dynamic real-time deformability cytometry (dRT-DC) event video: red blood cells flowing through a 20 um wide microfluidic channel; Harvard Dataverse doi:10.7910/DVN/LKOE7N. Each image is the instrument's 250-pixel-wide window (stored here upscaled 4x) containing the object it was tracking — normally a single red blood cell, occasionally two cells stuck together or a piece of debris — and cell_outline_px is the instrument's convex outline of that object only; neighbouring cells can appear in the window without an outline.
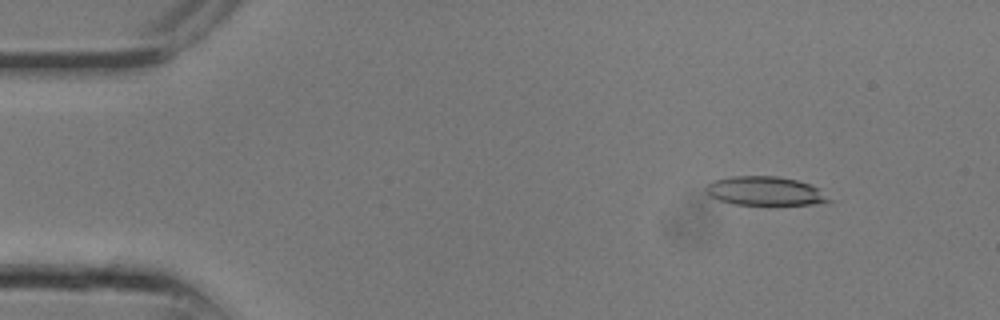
{"species": "common noctule bat (a hibernating species)", "species_latin": "Nyctalus noctula", "temperature_condition": "room temperature", "stored_images_in_passage": 14, "camera_frame_rate_fps": 3000, "um_per_image_px": 0.085, "animal": {"sex": "male", "body_mass_g": 13.3}, "frame": {"image": 1, "passage_image": 3, "time_ms": 0.667, "image_size_px": [1000, 320], "cell_outline_px": [[832, 200], [812, 204], [736, 204], [720, 200], [704, 192], [704, 188], [712, 180], [732, 176], [776, 176], [796, 180], [808, 184], [816, 188]], "centroid_in_image_um": [64.95, 16.22], "position_along_channel_um": 20.1, "area_um2": 20.23}}
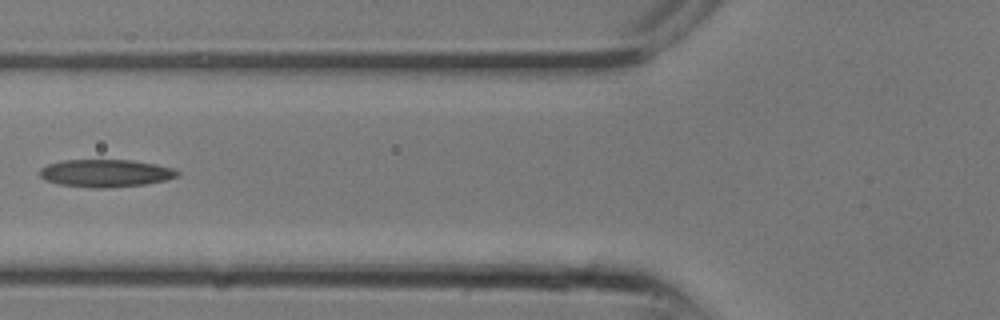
{"frame": {"image": 2, "passage_image": 10, "time_ms": 3.0, "image_size_px": [1000, 320], "cell_outline_px": [[180, 176], [164, 180], [144, 184], [104, 188], [88, 188], [60, 184], [44, 180], [40, 176], [40, 168], [48, 164], [64, 160], [132, 160], [156, 164], [172, 168], [180, 172]], "centroid_in_image_um": [8.97, 14.72], "position_along_channel_um": 116.8, "area_um2": 22.14}}
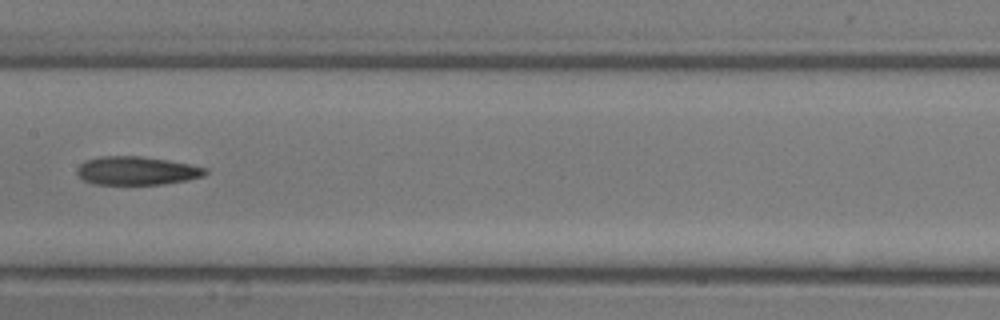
{"frame": {"image": 3, "passage_image": 13, "time_ms": 4.0, "image_size_px": [1000, 320], "cell_outline_px": [[208, 172], [204, 176], [188, 180], [164, 184], [92, 184], [84, 180], [76, 172], [76, 168], [80, 164], [88, 160], [100, 156], [140, 156], [168, 160], [208, 168]], "centroid_in_image_um": [11.64, 14.51], "position_along_channel_um": 195.8, "area_um2": 21.27}}